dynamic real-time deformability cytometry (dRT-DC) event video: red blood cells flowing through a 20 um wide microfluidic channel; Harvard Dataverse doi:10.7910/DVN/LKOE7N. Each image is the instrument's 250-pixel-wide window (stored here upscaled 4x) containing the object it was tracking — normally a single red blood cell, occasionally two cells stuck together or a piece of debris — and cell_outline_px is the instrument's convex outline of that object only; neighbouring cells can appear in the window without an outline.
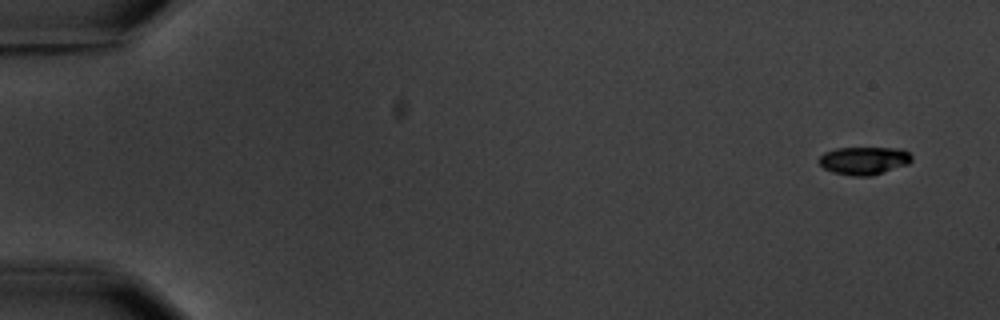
{"species": "common noctule bat (a hibernating species)", "species_latin": "Nyctalus noctula", "temperature_condition": "warm", "stored_images_in_passage": 7, "camera_frame_rate_fps": 3000, "um_per_image_px": 0.085, "animal": {"sex": "male", "body_mass_g": 20.1, "forearm_length_mm": 53.5}, "frame": {"image": 1, "passage_image": 1, "time_ms": 0.0, "image_size_px": [1000, 320], "cell_outline_px": [[912, 160], [908, 164], [872, 176], [852, 176], [832, 172], [824, 168], [816, 160], [824, 152], [836, 148], [900, 148], [908, 152], [912, 156]], "centroid_in_image_um": [73.42, 13.65], "position_along_channel_um": 11.6, "area_um2": 15.2}}
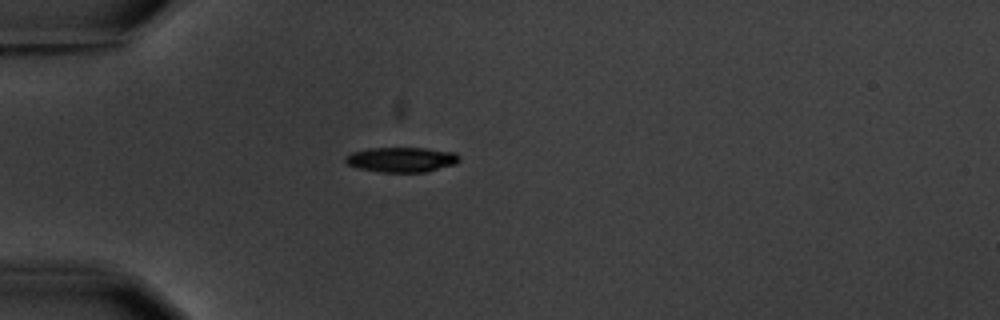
{"frame": {"image": 2, "passage_image": 5, "time_ms": 4.667, "image_size_px": [1000, 320], "cell_outline_px": [[460, 160], [456, 164], [424, 172], [380, 172], [360, 168], [348, 164], [344, 160], [344, 156], [352, 152], [368, 148], [424, 148], [456, 152], [460, 156]], "centroid_in_image_um": [34.14, 13.56], "position_along_channel_um": 50.9, "area_um2": 16.59}}